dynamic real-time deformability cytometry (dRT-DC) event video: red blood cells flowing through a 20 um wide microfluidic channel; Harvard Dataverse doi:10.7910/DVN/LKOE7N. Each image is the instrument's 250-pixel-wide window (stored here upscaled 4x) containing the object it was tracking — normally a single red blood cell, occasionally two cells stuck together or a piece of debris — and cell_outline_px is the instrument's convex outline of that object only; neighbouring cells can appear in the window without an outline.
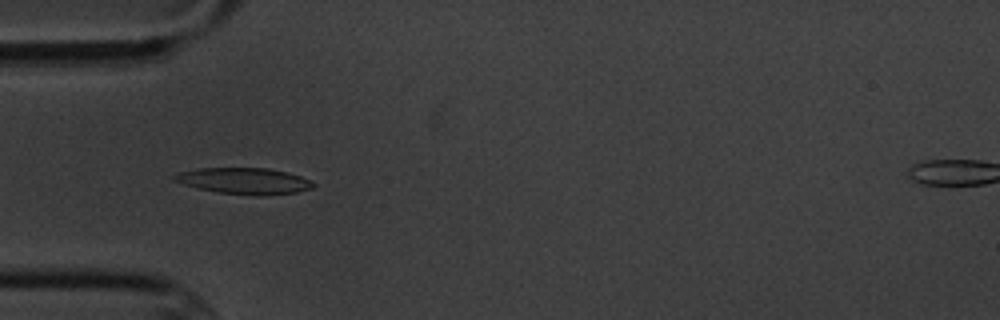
{"species": "common noctule bat (a hibernating species)", "species_latin": "Nyctalus noctula", "temperature_condition": "cold", "stored_images_in_passage": 15, "camera_frame_rate_fps": 3000, "um_per_image_px": 0.085, "animal": {"sex": "male", "body_mass_g": 20.1, "forearm_length_mm": 53.5}, "frame": {"image": 1, "passage_image": 5, "time_ms": 5.333, "image_size_px": [1000, 320], "cell_outline_px": [[316, 184], [312, 188], [296, 192], [252, 196], [216, 192], [184, 184], [172, 180], [172, 176], [180, 172], [200, 168], [268, 168], [288, 172], [312, 180]], "centroid_in_image_um": [20.78, 15.37], "position_along_channel_um": 64.2, "area_um2": 21.21}}
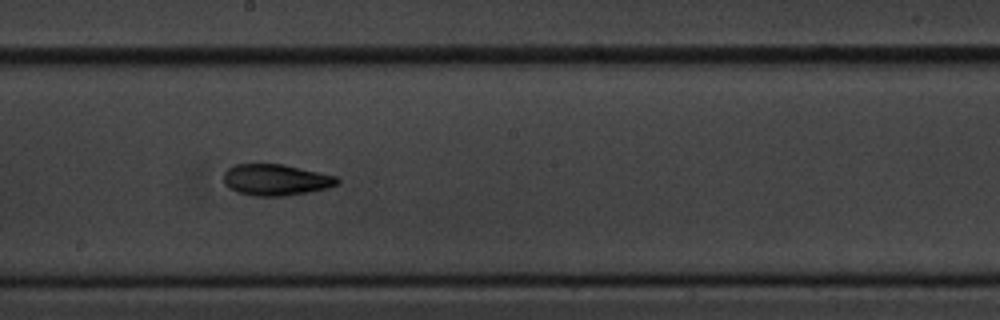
{"frame": {"image": 2, "passage_image": 9, "time_ms": 10.0, "image_size_px": [1000, 320], "cell_outline_px": [[340, 184], [328, 188], [308, 192], [284, 196], [256, 196], [236, 192], [228, 188], [224, 184], [224, 172], [228, 168], [236, 164], [284, 164], [320, 172], [336, 176], [340, 180]], "centroid_in_image_um": [23.46, 15.29], "position_along_channel_um": 224.7, "area_um2": 20.92}}
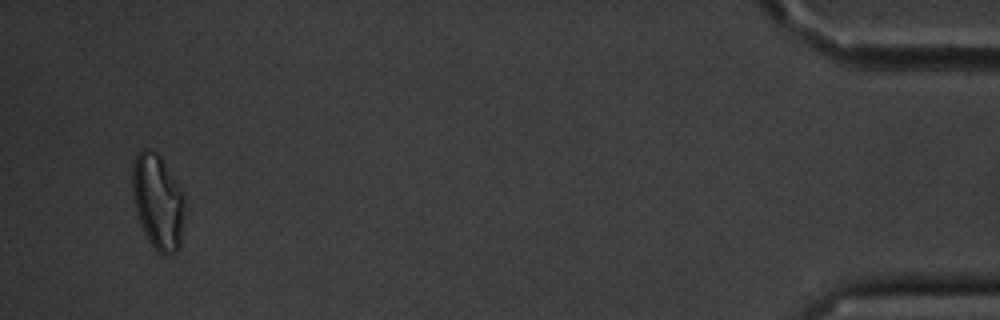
{"frame": {"image": 3, "passage_image": 15, "time_ms": 18.0, "image_size_px": [1000, 320], "cell_outline_px": [[184, 212], [180, 248], [176, 252], [168, 256], [164, 256], [148, 240], [136, 212], [132, 196], [132, 164], [136, 152], [144, 148], [148, 148], [156, 152], [160, 156], [176, 180], [184, 200]], "centroid_in_image_um": [13.4, 17.12], "position_along_channel_um": 421.8, "area_um2": 29.07}}